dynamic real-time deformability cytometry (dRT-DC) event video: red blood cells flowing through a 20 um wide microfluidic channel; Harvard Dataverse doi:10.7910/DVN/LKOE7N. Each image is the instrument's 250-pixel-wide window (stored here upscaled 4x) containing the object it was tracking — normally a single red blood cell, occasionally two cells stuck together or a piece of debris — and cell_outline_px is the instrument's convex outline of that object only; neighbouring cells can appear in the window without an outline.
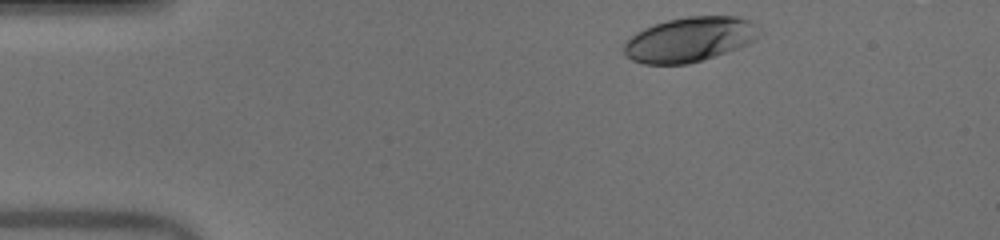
{"species": "human", "species_latin": "Homo sapiens", "temperature_condition": "warm", "stored_images_in_passage": 36, "camera_frame_rate_fps": 3000, "um_per_image_px": 0.085, "donor": {"sex": "male"}, "frame": {"image": 1, "passage_image": 2, "time_ms": 0.333, "image_size_px": [1000, 240], "cell_outline_px": [[764, 32], [748, 44], [688, 64], [644, 64], [632, 60], [624, 56], [624, 40], [636, 32], [644, 28], [668, 20], [688, 16], [736, 16], [748, 20], [760, 28]], "centroid_in_image_um": [58.59, 3.35], "position_along_channel_um": 26.4, "area_um2": 35.2}}
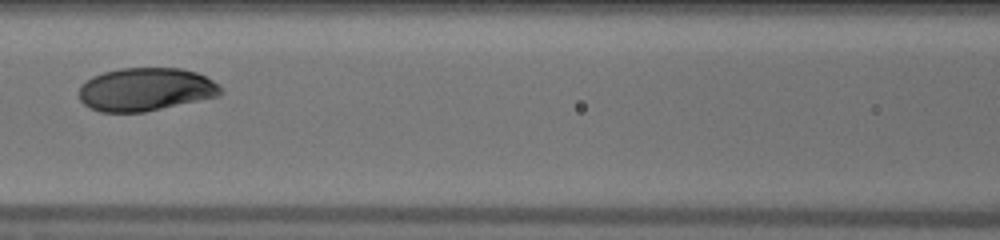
{"frame": {"image": 2, "passage_image": 17, "time_ms": 5.333, "image_size_px": [1000, 240], "cell_outline_px": [[224, 92], [220, 96], [144, 112], [100, 112], [88, 108], [80, 100], [80, 84], [92, 76], [104, 72], [120, 68], [180, 68], [196, 72], [212, 80]], "centroid_in_image_um": [12.36, 7.6], "position_along_channel_um": 154.2, "area_um2": 35.72}}
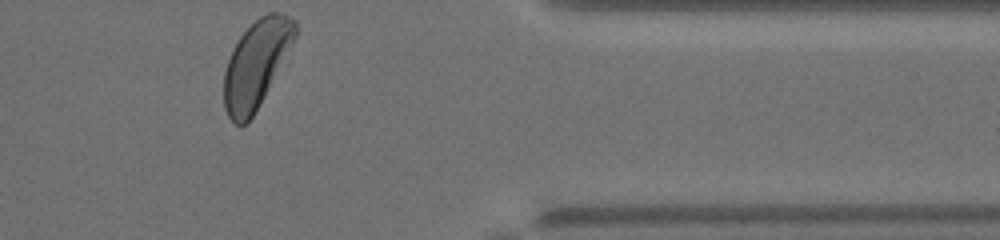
{"frame": {"image": 3, "passage_image": 36, "time_ms": 11.667, "image_size_px": [1000, 240], "cell_outline_px": [[296, 36], [292, 44], [252, 116], [244, 124], [236, 124], [228, 116], [224, 108], [224, 72], [228, 60], [240, 36], [260, 16], [268, 12], [276, 12], [296, 20]], "centroid_in_image_um": [21.76, 5.41], "position_along_channel_um": 389.6, "area_um2": 34.91}, "authors_computed_cell_mechanics": {"area_um2": 36.1539, "velocity_mm_per_s": 4.0135, "shape_relaxation_time_tau1_ms": 5.6449, "shape_relaxation_time_tau2_ms": null, "deformation_change_tau1": 0.2344, "deformation_change_tau2": null}}